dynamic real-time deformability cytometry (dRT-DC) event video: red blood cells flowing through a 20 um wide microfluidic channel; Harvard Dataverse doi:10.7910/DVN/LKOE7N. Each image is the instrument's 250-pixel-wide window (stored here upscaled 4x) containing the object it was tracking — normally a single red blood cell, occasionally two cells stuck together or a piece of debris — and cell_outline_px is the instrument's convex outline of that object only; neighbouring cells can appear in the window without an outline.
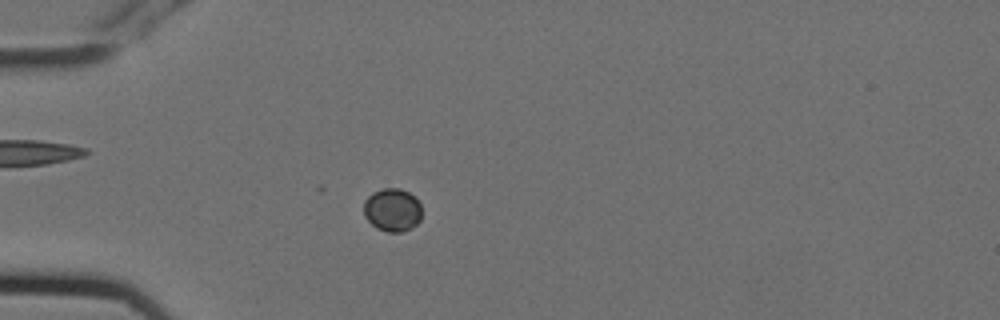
{"species": "Egyptian fruit bat (a non-hibernating species)", "species_latin": "Rousettus aegyptiacus", "temperature_condition": "cold", "stored_images_in_passage": 5, "camera_frame_rate_fps": 3000, "um_per_image_px": 0.085, "animal": {"sex": "female"}, "frame": {"image": 1, "passage_image": 3, "time_ms": 0.667, "image_size_px": [1000, 320], "cell_outline_px": [[420, 220], [412, 228], [400, 232], [388, 232], [376, 228], [364, 216], [364, 200], [372, 192], [384, 188], [400, 188], [408, 192], [420, 204]], "centroid_in_image_um": [33.32, 17.84], "position_along_channel_um": 51.7, "area_um2": 14.51}}
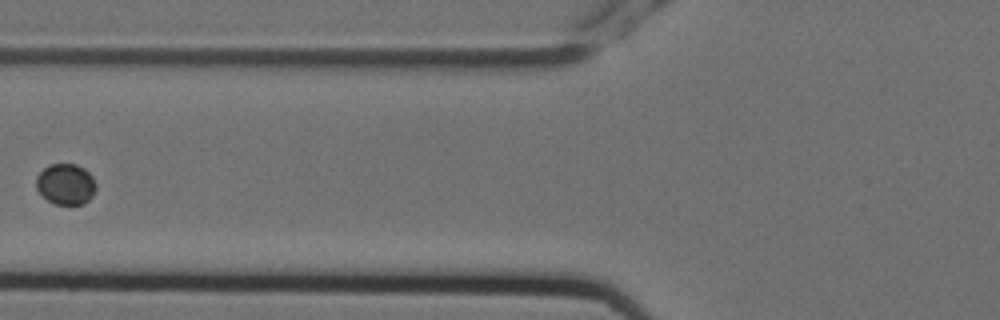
{"frame": {"image": 2, "passage_image": 5, "time_ms": 1.333, "image_size_px": [1000, 320], "cell_outline_px": [[96, 188], [92, 196], [84, 204], [56, 204], [48, 200], [36, 188], [36, 176], [48, 164], [76, 164], [84, 168], [92, 176], [96, 184]], "centroid_in_image_um": [5.59, 15.64], "position_along_channel_um": 120.2, "area_um2": 14.22}}